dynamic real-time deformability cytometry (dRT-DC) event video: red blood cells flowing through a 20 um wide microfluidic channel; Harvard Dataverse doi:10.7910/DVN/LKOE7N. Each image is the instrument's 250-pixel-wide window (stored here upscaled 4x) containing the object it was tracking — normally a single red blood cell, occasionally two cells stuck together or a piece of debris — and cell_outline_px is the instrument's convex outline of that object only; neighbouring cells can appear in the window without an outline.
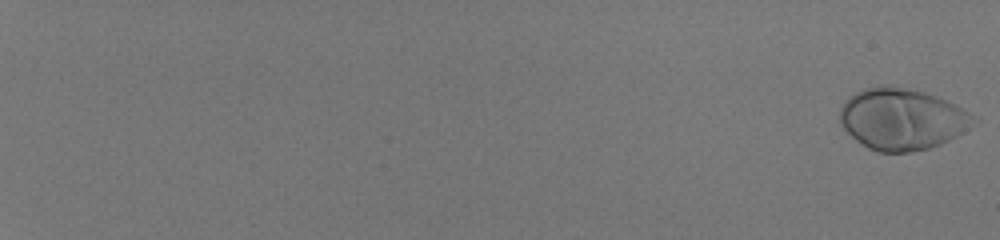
{"species": "human", "species_latin": "Homo sapiens", "temperature_condition": "room temperature", "stored_images_in_passage": 57, "camera_frame_rate_fps": 3000, "um_per_image_px": 0.085, "donor": {"sex": "male"}, "frame": {"image": 1, "passage_image": 1, "time_ms": 0.0, "image_size_px": [1000, 240], "cell_outline_px": [[980, 120], [956, 136], [940, 144], [928, 148], [912, 152], [876, 152], [868, 148], [856, 140], [844, 128], [840, 120], [840, 108], [844, 100], [856, 92], [864, 88], [888, 84], [920, 92], [944, 100], [968, 112]], "centroid_in_image_um": [76.63, 10.13], "position_along_channel_um": 8.4, "area_um2": 47.4}}
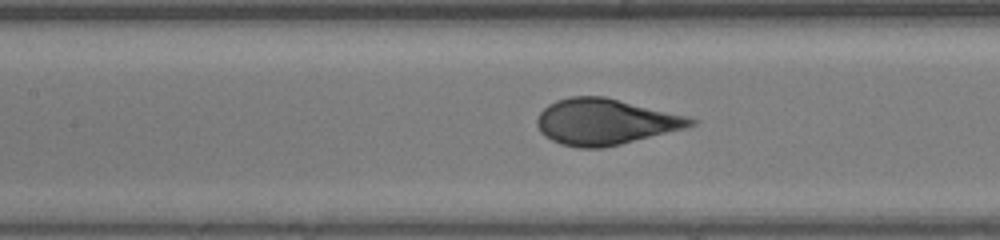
{"frame": {"image": 2, "passage_image": 33, "time_ms": 10.667, "image_size_px": [1000, 240], "cell_outline_px": [[696, 124], [684, 128], [604, 148], [576, 148], [560, 144], [544, 136], [540, 132], [536, 124], [536, 120], [540, 112], [548, 104], [556, 100], [572, 96], [604, 96], [688, 116], [696, 120]], "centroid_in_image_um": [51.39, 10.35], "position_along_channel_um": 156.0, "area_um2": 41.1}}
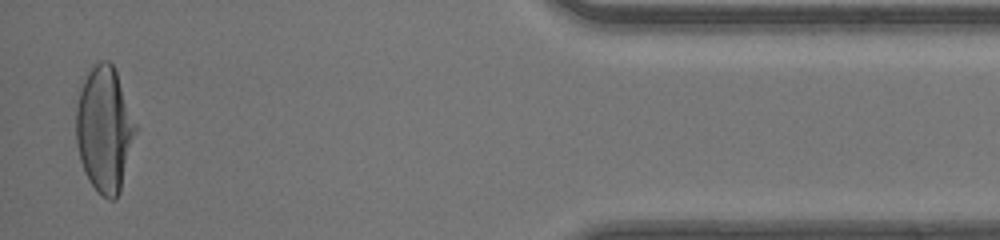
{"frame": {"image": 3, "passage_image": 56, "time_ms": 18.333, "image_size_px": [1000, 240], "cell_outline_px": [[136, 128], [120, 192], [116, 200], [108, 200], [88, 180], [84, 172], [80, 160], [76, 144], [76, 108], [80, 92], [84, 80], [88, 72], [100, 60], [108, 60], [112, 64], [116, 72], [136, 124]], "centroid_in_image_um": [8.86, 11.01], "position_along_channel_um": 426.3, "area_um2": 42.77}}